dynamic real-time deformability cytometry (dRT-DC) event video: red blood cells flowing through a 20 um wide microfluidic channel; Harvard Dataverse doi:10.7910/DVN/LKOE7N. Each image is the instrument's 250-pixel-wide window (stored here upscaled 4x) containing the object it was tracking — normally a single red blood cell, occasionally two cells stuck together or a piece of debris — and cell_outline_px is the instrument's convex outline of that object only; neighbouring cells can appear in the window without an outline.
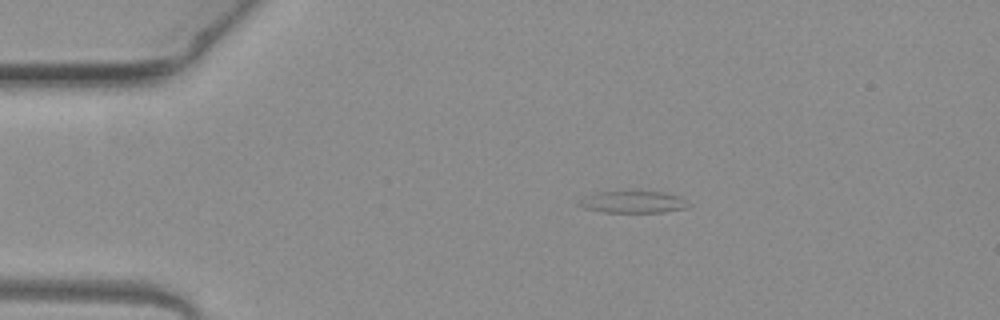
{"species": "common noctule bat (a hibernating species)", "species_latin": "Nyctalus noctula", "temperature_condition": "warm", "stored_images_in_passage": 2, "camera_frame_rate_fps": 3000, "um_per_image_px": 0.085, "animal": {"sex": "female", "body_mass_g": 19.3, "forearm_length_mm": 54.1}, "frame": {"image": 1, "passage_image": 1, "time_ms": 0.0, "image_size_px": [1000, 320], "cell_outline_px": [[692, 204], [688, 208], [660, 212], [600, 212], [584, 208], [576, 204], [584, 196], [596, 192], [628, 188], [664, 192], [676, 196]], "centroid_in_image_um": [53.75, 17.12], "position_along_channel_um": 31.2, "area_um2": 14.85}}